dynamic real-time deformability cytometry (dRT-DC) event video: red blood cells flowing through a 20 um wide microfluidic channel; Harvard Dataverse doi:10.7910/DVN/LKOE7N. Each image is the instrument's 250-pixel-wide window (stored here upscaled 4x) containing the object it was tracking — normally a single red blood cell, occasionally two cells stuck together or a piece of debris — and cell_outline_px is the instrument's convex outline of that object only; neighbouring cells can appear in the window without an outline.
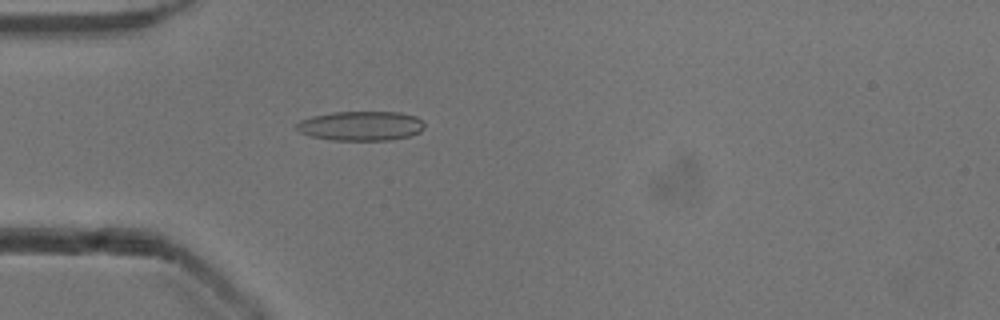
{"species": "common noctule bat (a hibernating species)", "species_latin": "Nyctalus noctula", "temperature_condition": "cold", "stored_images_in_passage": 26, "camera_frame_rate_fps": 3000, "um_per_image_px": 0.085, "animal": {"sex": "male", "body_mass_g": 13.3}, "frame": {"image": 1, "passage_image": 14, "time_ms": 4.333, "image_size_px": [1000, 320], "cell_outline_px": [[424, 128], [420, 132], [408, 136], [392, 140], [332, 140], [312, 136], [300, 132], [296, 128], [296, 124], [300, 120], [312, 116], [332, 112], [400, 112], [416, 116], [424, 124]], "centroid_in_image_um": [30.68, 10.7], "position_along_channel_um": 54.3, "area_um2": 21.96}}
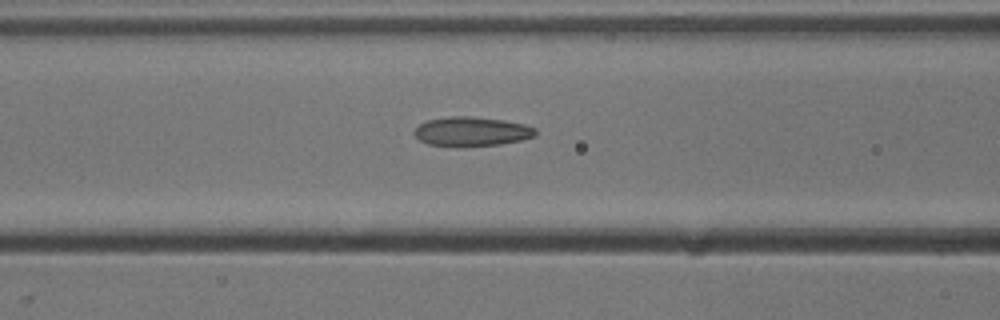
{"frame": {"image": 2, "passage_image": 20, "time_ms": 6.333, "image_size_px": [1000, 320], "cell_outline_px": [[536, 136], [520, 140], [500, 144], [456, 148], [428, 144], [420, 140], [412, 132], [420, 124], [428, 120], [452, 116], [472, 116], [504, 120], [524, 124], [536, 128]], "centroid_in_image_um": [40.08, 11.19], "position_along_channel_um": 126.5, "area_um2": 20.98}}
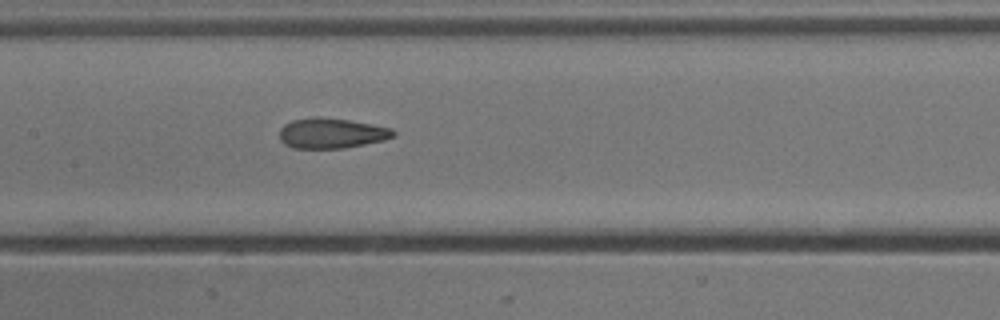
{"frame": {"image": 3, "passage_image": 24, "time_ms": 7.667, "image_size_px": [1000, 320], "cell_outline_px": [[396, 132], [392, 136], [384, 140], [344, 148], [292, 148], [284, 144], [280, 140], [280, 128], [284, 124], [292, 120], [348, 120], [372, 124], [392, 128]], "centroid_in_image_um": [28.19, 11.37], "position_along_channel_um": 179.2, "area_um2": 19.25}}